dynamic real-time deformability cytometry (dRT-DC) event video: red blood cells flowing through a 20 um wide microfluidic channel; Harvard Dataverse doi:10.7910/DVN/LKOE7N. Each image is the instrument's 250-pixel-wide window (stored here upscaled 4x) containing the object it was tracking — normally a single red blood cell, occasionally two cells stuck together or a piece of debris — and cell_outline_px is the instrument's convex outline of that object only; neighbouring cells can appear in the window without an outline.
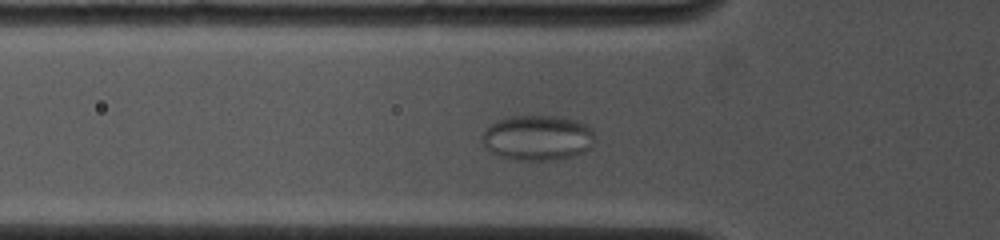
{"species": "common noctule bat (a hibernating species)", "species_latin": "Nyctalus noctula", "temperature_condition": "cold", "stored_images_in_passage": 28, "camera_frame_rate_fps": 4500, "um_per_image_px": 0.085, "animal": {"sex": "female", "body_mass_g": 19.0, "forearm_length_mm": 53.3}, "frame": {"image": 1, "passage_image": 8, "time_ms": 3.778, "image_size_px": [1000, 240], "cell_outline_px": [[596, 140], [584, 152], [572, 156], [556, 160], [512, 160], [500, 156], [484, 148], [480, 140], [484, 132], [496, 120], [512, 116], [556, 116], [576, 120], [592, 128]], "centroid_in_image_um": [45.69, 11.72], "position_along_channel_um": 80.1, "area_um2": 29.94}}
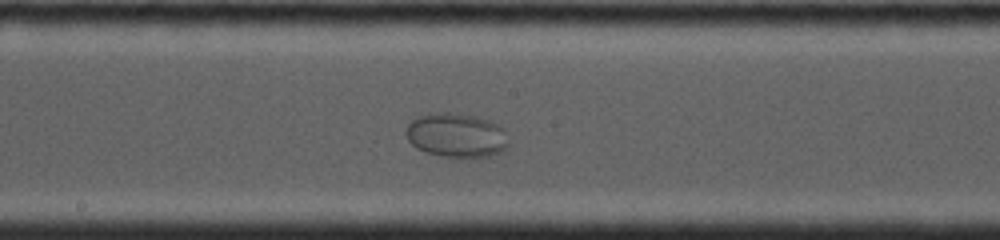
{"frame": {"image": 2, "passage_image": 14, "time_ms": 7.111, "image_size_px": [1000, 240], "cell_outline_px": [[508, 144], [500, 152], [488, 156], [440, 156], [416, 148], [408, 140], [404, 132], [408, 124], [412, 120], [420, 116], [436, 112], [448, 112], [476, 116], [492, 120], [500, 124], [504, 128]], "centroid_in_image_um": [38.79, 11.47], "position_along_channel_um": 209.4, "area_um2": 26.36}}
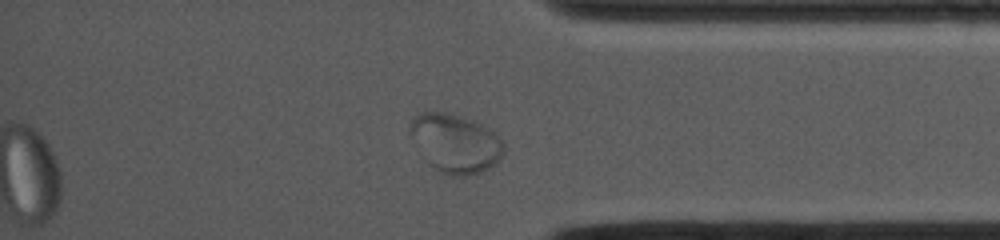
{"frame": {"image": 3, "passage_image": 28, "time_ms": 14.667, "image_size_px": [1000, 240], "cell_outline_px": [[504, 148], [500, 156], [488, 168], [480, 172], [464, 176], [452, 176], [440, 172], [428, 164], [408, 132], [408, 128], [412, 116], [420, 112], [444, 112], [460, 116], [472, 120], [488, 128], [500, 136], [504, 144]], "centroid_in_image_um": [38.66, 12.16], "position_along_channel_um": 396.5, "area_um2": 31.91}}